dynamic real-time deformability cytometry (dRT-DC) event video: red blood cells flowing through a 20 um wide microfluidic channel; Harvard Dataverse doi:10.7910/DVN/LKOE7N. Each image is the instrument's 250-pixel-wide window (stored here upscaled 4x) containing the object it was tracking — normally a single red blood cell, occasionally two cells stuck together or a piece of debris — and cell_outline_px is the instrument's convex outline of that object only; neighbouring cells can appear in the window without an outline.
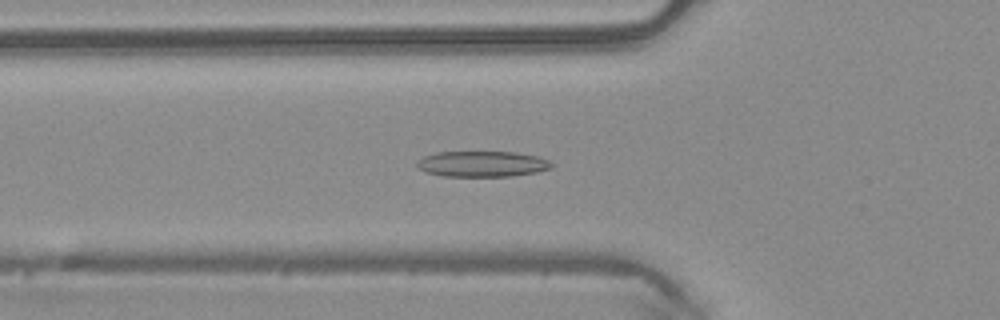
{"species": "common noctule bat (a hibernating species)", "species_latin": "Nyctalus noctula", "temperature_condition": "warm", "stored_images_in_passage": 49, "camera_frame_rate_fps": 3000, "um_per_image_px": 0.085, "animal": {"sex": "male", "body_mass_g": 20.4}, "frame": {"image": 1, "passage_image": 17, "time_ms": 5.333, "image_size_px": [1000, 320], "cell_outline_px": [[552, 168], [536, 172], [512, 176], [444, 176], [424, 172], [416, 164], [416, 160], [424, 156], [436, 152], [516, 152], [540, 156], [548, 160], [552, 164]], "centroid_in_image_um": [40.99, 13.93], "position_along_channel_um": 84.8, "area_um2": 20.29}}
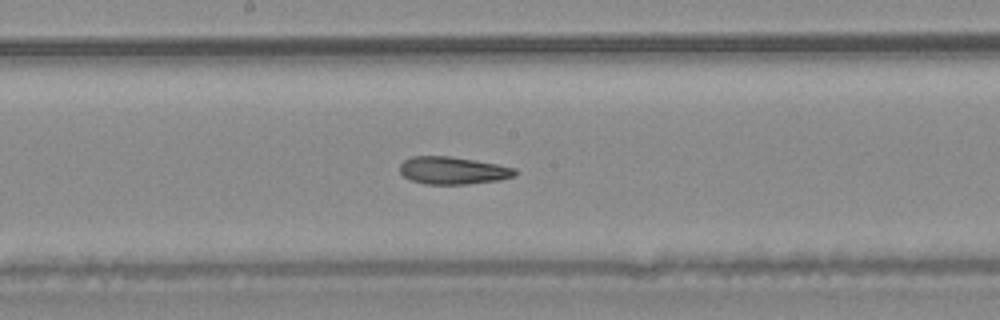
{"frame": {"image": 2, "passage_image": 26, "time_ms": 8.333, "image_size_px": [1000, 320], "cell_outline_px": [[516, 176], [500, 180], [468, 184], [424, 184], [412, 180], [404, 176], [400, 172], [400, 164], [404, 160], [412, 156], [452, 156], [496, 164], [516, 168]], "centroid_in_image_um": [38.5, 14.49], "position_along_channel_um": 209.7, "area_um2": 18.5}}
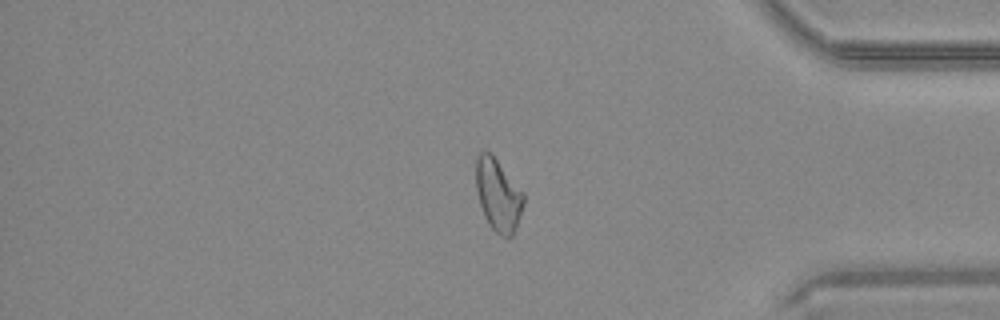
{"frame": {"image": 3, "passage_image": 41, "time_ms": 13.333, "image_size_px": [1000, 320], "cell_outline_px": [[524, 204], [516, 228], [512, 236], [508, 240], [500, 236], [488, 224], [484, 216], [480, 204], [476, 188], [476, 156], [480, 152], [492, 152], [524, 192]], "centroid_in_image_um": [42.35, 16.57], "position_along_channel_um": 392.8, "area_um2": 20.46}, "authors_computed_cell_mechanics": {"area_um2": 20.3456, "velocity_mm_per_s": 4.1401, "shape_relaxation_time_tau1_ms": null, "shape_relaxation_time_tau2_ms": 3.6683, "deformation_change_tau1": null, "deformation_change_tau2": 0.1244}}